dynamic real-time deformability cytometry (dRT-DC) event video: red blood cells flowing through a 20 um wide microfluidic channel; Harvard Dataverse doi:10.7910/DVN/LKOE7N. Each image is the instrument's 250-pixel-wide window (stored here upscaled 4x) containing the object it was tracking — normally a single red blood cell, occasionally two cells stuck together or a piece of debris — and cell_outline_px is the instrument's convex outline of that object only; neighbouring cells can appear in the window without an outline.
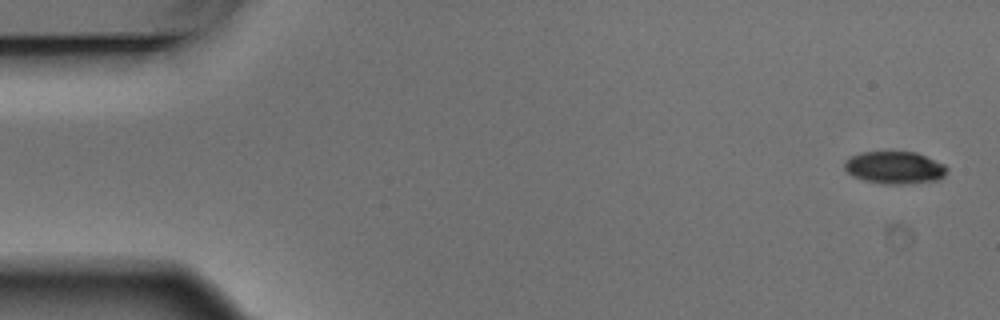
{"species": "Egyptian fruit bat (a non-hibernating species)", "species_latin": "Rousettus aegyptiacus", "temperature_condition": "warm", "stored_images_in_passage": 4, "camera_frame_rate_fps": 3000, "um_per_image_px": 0.085, "animal": {"sex": "male"}, "frame": {"image": 1, "passage_image": 1, "time_ms": 0.0, "image_size_px": [1000, 320], "cell_outline_px": [[948, 172], [940, 180], [900, 184], [884, 184], [864, 180], [852, 176], [844, 168], [844, 164], [852, 156], [860, 152], [916, 152], [944, 164], [948, 168]], "centroid_in_image_um": [76.08, 14.25], "position_along_channel_um": 8.9, "area_um2": 19.31}}
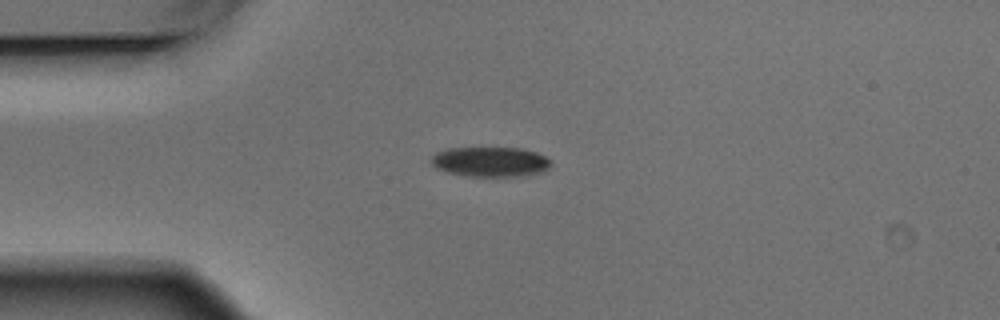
{"frame": {"image": 2, "passage_image": 4, "time_ms": 1.0, "image_size_px": [1000, 320], "cell_outline_px": [[552, 164], [544, 172], [516, 176], [464, 176], [448, 172], [436, 168], [428, 160], [436, 152], [448, 148], [520, 148], [536, 152], [552, 160]], "centroid_in_image_um": [41.67, 13.75], "position_along_channel_um": 43.3, "area_um2": 20.98}}